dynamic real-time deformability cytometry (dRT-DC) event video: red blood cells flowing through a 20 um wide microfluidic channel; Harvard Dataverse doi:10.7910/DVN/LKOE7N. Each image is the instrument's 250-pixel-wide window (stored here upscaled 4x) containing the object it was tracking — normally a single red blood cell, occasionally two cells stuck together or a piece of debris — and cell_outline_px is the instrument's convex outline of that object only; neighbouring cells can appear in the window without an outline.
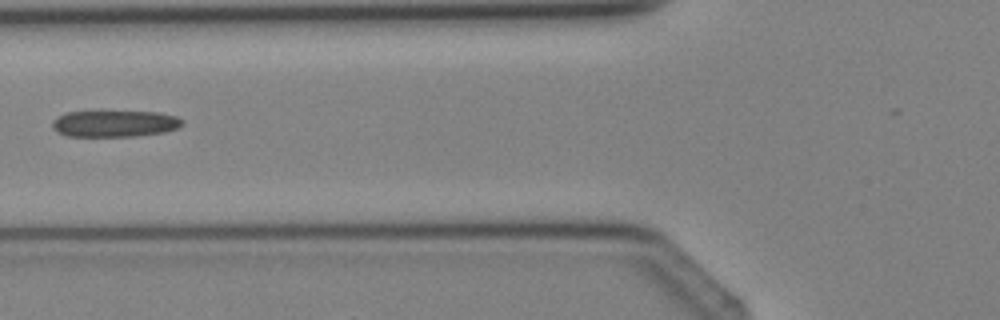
{"species": "Egyptian fruit bat (a non-hibernating species)", "species_latin": "Rousettus aegyptiacus", "temperature_condition": "cold", "stored_images_in_passage": 4, "camera_frame_rate_fps": 3000, "um_per_image_px": 0.085, "animal": {"sex": "female"}, "frame": {"image": 1, "passage_image": 4, "time_ms": 3.333, "image_size_px": [1000, 320], "cell_outline_px": [[184, 124], [176, 128], [164, 132], [136, 136], [68, 136], [56, 132], [52, 128], [52, 124], [60, 116], [68, 112], [156, 112], [176, 116], [184, 120]], "centroid_in_image_um": [9.78, 10.52], "position_along_channel_um": 116.0, "area_um2": 19.83}}